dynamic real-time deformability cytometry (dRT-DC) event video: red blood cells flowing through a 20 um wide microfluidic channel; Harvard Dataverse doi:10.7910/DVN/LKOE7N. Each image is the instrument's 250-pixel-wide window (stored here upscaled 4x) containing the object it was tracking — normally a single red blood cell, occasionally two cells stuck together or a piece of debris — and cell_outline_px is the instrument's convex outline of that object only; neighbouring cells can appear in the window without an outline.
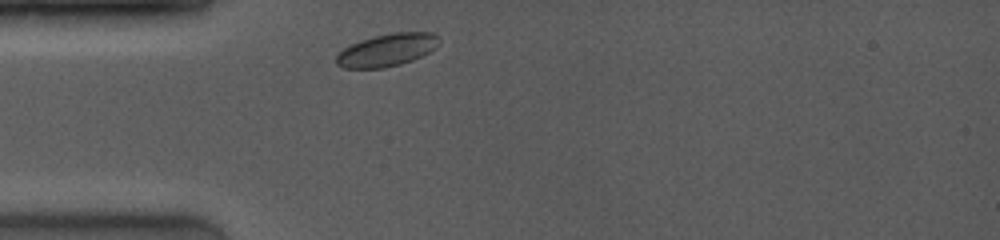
{"species": "common noctule bat (a hibernating species)", "species_latin": "Nyctalus noctula", "temperature_condition": "room temperature", "stored_images_in_passage": 3, "camera_frame_rate_fps": 4000, "um_per_image_px": 0.085, "animal": {"sex": "female", "body_mass_g": 19.0, "forearm_length_mm": 53.3}, "frame": {"image": 1, "passage_image": 1, "time_ms": 0.0, "image_size_px": [1000, 240], "cell_outline_px": [[440, 44], [436, 48], [412, 60], [400, 64], [384, 68], [344, 68], [336, 64], [336, 56], [344, 48], [360, 40], [372, 36], [392, 32], [432, 32], [440, 36]], "centroid_in_image_um": [32.92, 4.23], "position_along_channel_um": 52.1, "area_um2": 19.65}}
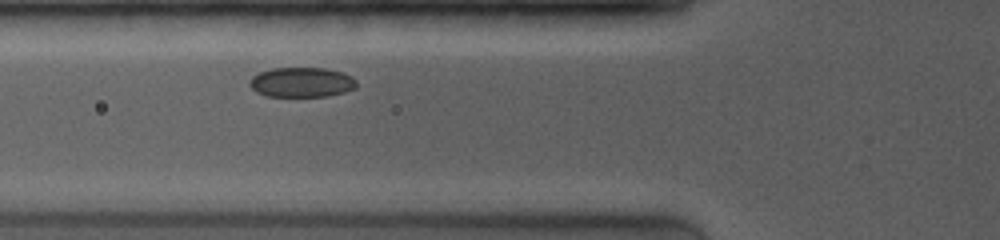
{"frame": {"image": 2, "passage_image": 3, "time_ms": 1.5, "image_size_px": [1000, 240], "cell_outline_px": [[356, 88], [344, 92], [328, 96], [268, 96], [256, 92], [248, 84], [248, 80], [252, 76], [260, 72], [272, 68], [324, 68], [340, 72], [352, 76], [356, 80]], "centroid_in_image_um": [25.62, 6.99], "position_along_channel_um": 100.2, "area_um2": 18.61}}